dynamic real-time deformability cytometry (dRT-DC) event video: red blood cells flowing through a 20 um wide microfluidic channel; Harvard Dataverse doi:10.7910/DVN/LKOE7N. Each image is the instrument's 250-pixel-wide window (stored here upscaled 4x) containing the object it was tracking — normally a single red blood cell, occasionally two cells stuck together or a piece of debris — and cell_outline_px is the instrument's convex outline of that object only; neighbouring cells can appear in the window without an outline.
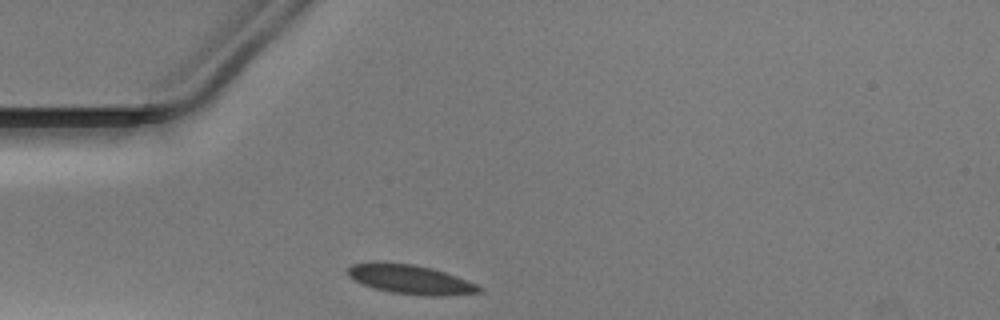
{"species": "Egyptian fruit bat (a non-hibernating species)", "species_latin": "Rousettus aegyptiacus", "temperature_condition": "warm", "stored_images_in_passage": 27, "camera_frame_rate_fps": 3000, "um_per_image_px": 0.085, "animal": {"sex": "male"}, "frame": {"image": 1, "passage_image": 1, "time_ms": 0.0, "image_size_px": [1000, 320], "cell_outline_px": [[484, 288], [480, 292], [440, 296], [424, 296], [392, 292], [376, 288], [364, 284], [348, 276], [348, 268], [352, 264], [412, 264], [432, 268], [456, 276], [476, 284]], "centroid_in_image_um": [34.97, 23.78], "position_along_channel_um": 50.0, "area_um2": 21.5}}
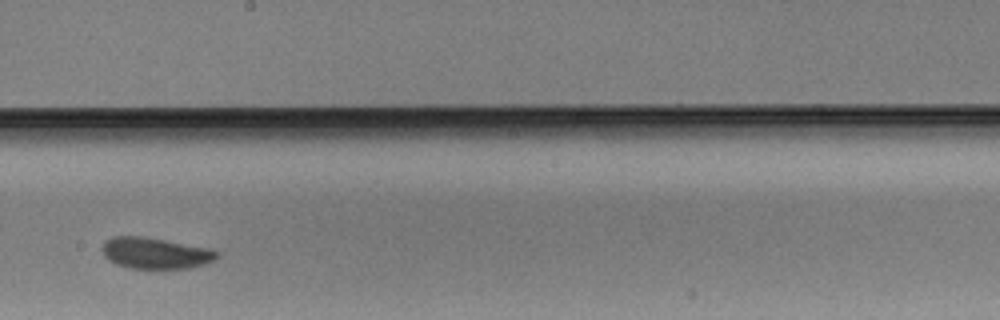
{"frame": {"image": 2, "passage_image": 16, "time_ms": 5.0, "image_size_px": [1000, 320], "cell_outline_px": [[220, 256], [216, 260], [204, 264], [188, 268], [128, 268], [116, 264], [108, 260], [104, 256], [100, 248], [104, 240], [112, 236], [144, 236], [208, 248], [220, 252]], "centroid_in_image_um": [13.17, 21.51], "position_along_channel_um": 235.0, "area_um2": 21.1}}
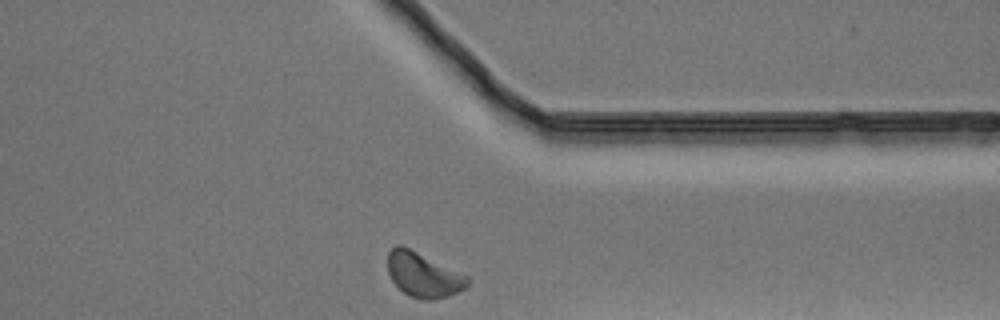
{"frame": {"image": 3, "passage_image": 27, "time_ms": 8.667, "image_size_px": [1000, 320], "cell_outline_px": [[468, 288], [448, 296], [428, 300], [420, 300], [408, 296], [392, 280], [388, 272], [388, 252], [396, 244], [400, 244], [468, 276]], "centroid_in_image_um": [35.98, 23.38], "position_along_channel_um": 375.4, "area_um2": 20.58}}